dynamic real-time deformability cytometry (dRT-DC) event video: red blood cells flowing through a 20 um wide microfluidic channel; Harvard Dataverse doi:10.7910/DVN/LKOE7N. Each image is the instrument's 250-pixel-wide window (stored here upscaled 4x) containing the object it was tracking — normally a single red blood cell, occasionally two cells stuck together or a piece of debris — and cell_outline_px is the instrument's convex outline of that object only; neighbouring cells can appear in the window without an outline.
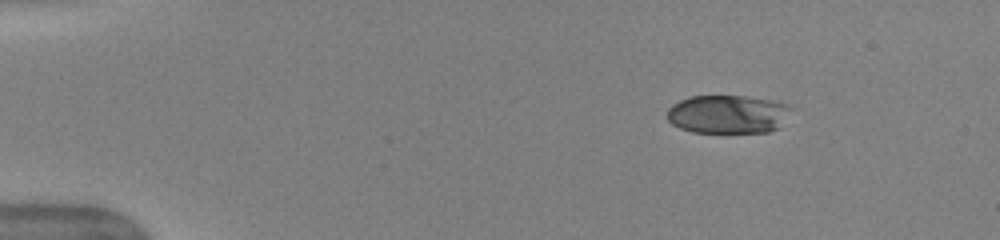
{"species": "human", "species_latin": "Homo sapiens", "temperature_condition": "warm", "stored_images_in_passage": 45, "camera_frame_rate_fps": 3000, "um_per_image_px": 0.085, "donor": {"sex": "female"}, "frame": {"image": 1, "passage_image": 1, "time_ms": 0.0, "image_size_px": [1000, 240], "cell_outline_px": [[796, 108], [780, 128], [768, 132], [692, 132], [680, 128], [672, 124], [668, 120], [668, 108], [672, 104], [680, 100], [692, 96], [744, 96], [792, 104]], "centroid_in_image_um": [61.95, 9.71], "position_along_channel_um": 23.0, "area_um2": 28.21}}
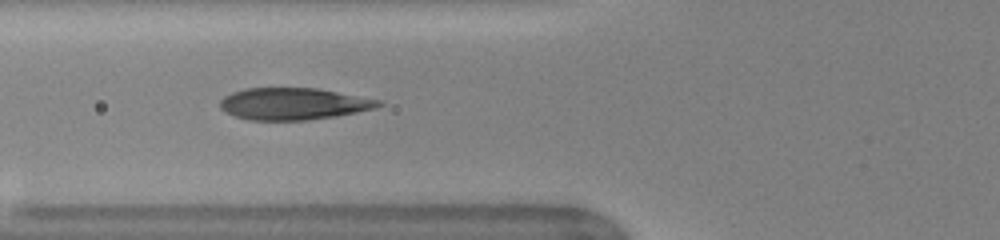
{"frame": {"image": 2, "passage_image": 14, "time_ms": 4.333, "image_size_px": [1000, 240], "cell_outline_px": [[384, 104], [376, 108], [336, 116], [308, 120], [248, 120], [224, 112], [220, 108], [220, 100], [224, 96], [232, 92], [244, 88], [316, 88], [384, 100]], "centroid_in_image_um": [24.96, 8.82], "position_along_channel_um": 100.8, "area_um2": 29.65}}
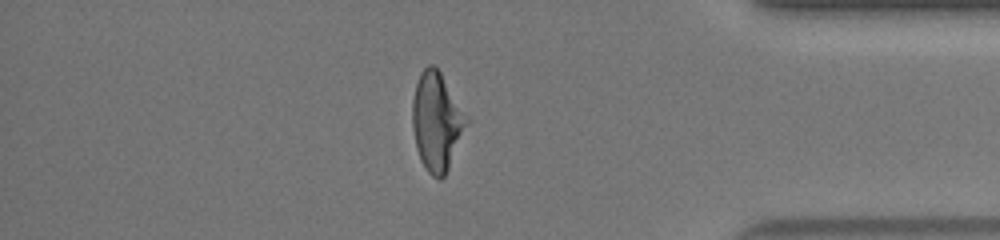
{"frame": {"image": 3, "passage_image": 38, "time_ms": 12.333, "image_size_px": [1000, 240], "cell_outline_px": [[468, 120], [448, 168], [444, 176], [440, 180], [436, 180], [428, 172], [420, 160], [416, 148], [412, 124], [412, 100], [416, 84], [420, 72], [428, 64], [432, 64], [440, 72], [468, 116]], "centroid_in_image_um": [37.09, 10.32], "position_along_channel_um": 398.1, "area_um2": 30.63}, "authors_computed_cell_mechanics": {"area_um2": 30.2294, "velocity_mm_per_s": 3.993, "shape_relaxation_time_tau1_ms": 4.8827, "shape_relaxation_time_tau2_ms": null, "deformation_change_tau1": 0.2197, "deformation_change_tau2": null}}